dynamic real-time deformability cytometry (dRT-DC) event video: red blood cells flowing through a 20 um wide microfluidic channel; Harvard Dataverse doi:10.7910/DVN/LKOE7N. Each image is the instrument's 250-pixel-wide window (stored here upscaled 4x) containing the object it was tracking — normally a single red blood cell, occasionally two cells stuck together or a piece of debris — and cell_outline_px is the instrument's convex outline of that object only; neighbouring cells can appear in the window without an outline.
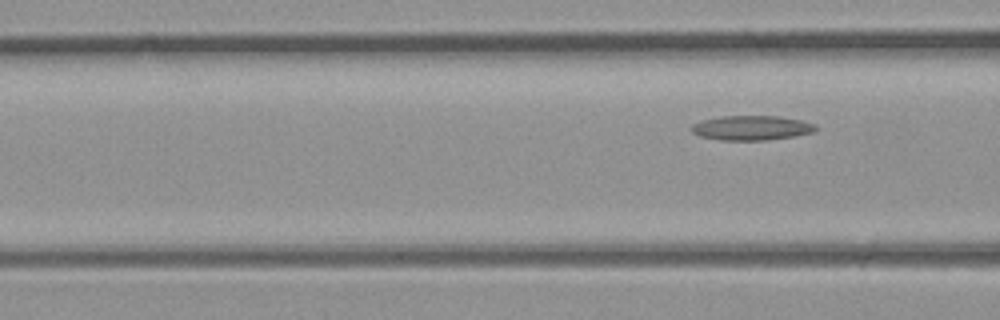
{"species": "common noctule bat (a hibernating species)", "species_latin": "Nyctalus noctula", "temperature_condition": "room temperature", "stored_images_in_passage": 3, "camera_frame_rate_fps": 3000, "um_per_image_px": 0.085, "animal": {"sex": "male", "body_mass_g": 23.1, "forearm_length_mm": 52.7}, "frame": {"image": 1, "passage_image": 3, "time_ms": 0.667, "image_size_px": [1000, 320], "cell_outline_px": [[820, 128], [816, 132], [768, 140], [720, 140], [700, 136], [692, 132], [692, 124], [700, 120], [720, 116], [780, 116], [800, 120], [816, 124]], "centroid_in_image_um": [63.91, 10.86], "position_along_channel_um": 102.7, "area_um2": 17.98}}